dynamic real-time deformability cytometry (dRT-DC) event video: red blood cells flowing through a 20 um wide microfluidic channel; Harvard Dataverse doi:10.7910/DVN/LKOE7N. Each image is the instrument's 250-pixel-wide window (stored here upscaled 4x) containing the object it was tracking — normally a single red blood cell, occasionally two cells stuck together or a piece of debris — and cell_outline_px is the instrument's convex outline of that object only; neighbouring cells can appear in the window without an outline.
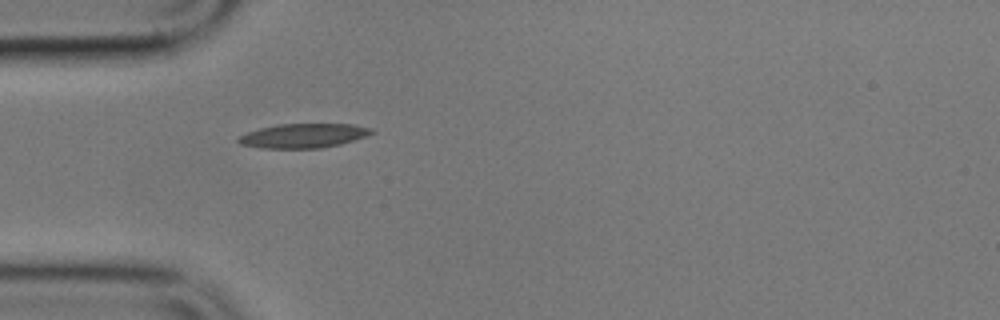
{"species": "common noctule bat (a hibernating species)", "species_latin": "Nyctalus noctula", "temperature_condition": "cold", "stored_images_in_passage": 1, "camera_frame_rate_fps": 3000, "um_per_image_px": 0.085, "animal": {"sex": "male", "body_mass_g": 17.9}, "frame": {"image": 1, "passage_image": 1, "time_ms": 0.0, "image_size_px": [1000, 320], "cell_outline_px": [[376, 132], [368, 136], [340, 144], [320, 148], [260, 148], [240, 144], [236, 140], [240, 136], [248, 132], [260, 128], [276, 124], [352, 124], [372, 128]], "centroid_in_image_um": [25.82, 11.53], "position_along_channel_um": 59.2, "area_um2": 18.9}}